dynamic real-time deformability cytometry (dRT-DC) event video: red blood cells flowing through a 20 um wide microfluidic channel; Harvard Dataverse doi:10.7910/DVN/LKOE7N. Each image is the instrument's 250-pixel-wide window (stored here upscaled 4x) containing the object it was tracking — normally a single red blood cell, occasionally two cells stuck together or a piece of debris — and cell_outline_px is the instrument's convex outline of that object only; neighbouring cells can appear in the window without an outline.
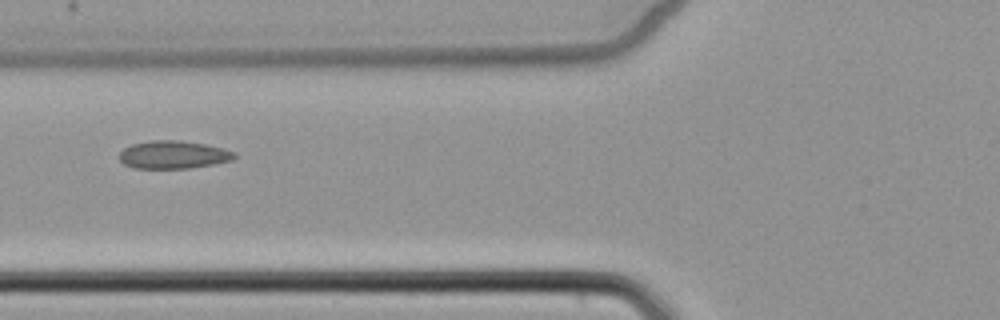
{"species": "common noctule bat (a hibernating species)", "species_latin": "Nyctalus noctula", "temperature_condition": "cold", "stored_images_in_passage": 6, "camera_frame_rate_fps": 3000, "um_per_image_px": 0.085, "animal": {"sex": "female", "body_mass_g": 22.7, "forearm_length_mm": 54.2}, "frame": {"image": 1, "passage_image": 5, "time_ms": 5.667, "image_size_px": [1000, 320], "cell_outline_px": [[236, 156], [232, 160], [212, 164], [188, 168], [132, 168], [124, 164], [120, 160], [120, 152], [124, 148], [132, 144], [152, 140], [180, 140], [204, 144], [224, 148], [236, 152]], "centroid_in_image_um": [14.73, 13.14], "position_along_channel_um": 111.1, "area_um2": 18.67}}
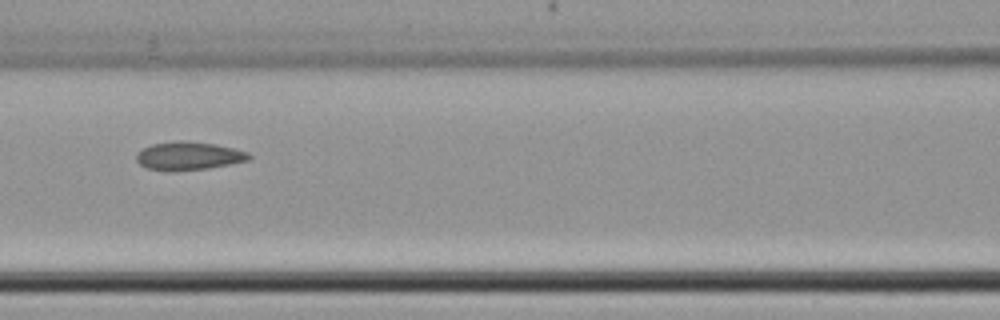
{"frame": {"image": 2, "passage_image": 6, "time_ms": 6.667, "image_size_px": [1000, 320], "cell_outline_px": [[252, 156], [248, 160], [208, 168], [172, 172], [168, 172], [148, 168], [140, 164], [136, 160], [136, 152], [152, 144], [180, 140], [216, 144], [248, 152]], "centroid_in_image_um": [16.0, 13.26], "position_along_channel_um": 150.6, "area_um2": 18.55}}